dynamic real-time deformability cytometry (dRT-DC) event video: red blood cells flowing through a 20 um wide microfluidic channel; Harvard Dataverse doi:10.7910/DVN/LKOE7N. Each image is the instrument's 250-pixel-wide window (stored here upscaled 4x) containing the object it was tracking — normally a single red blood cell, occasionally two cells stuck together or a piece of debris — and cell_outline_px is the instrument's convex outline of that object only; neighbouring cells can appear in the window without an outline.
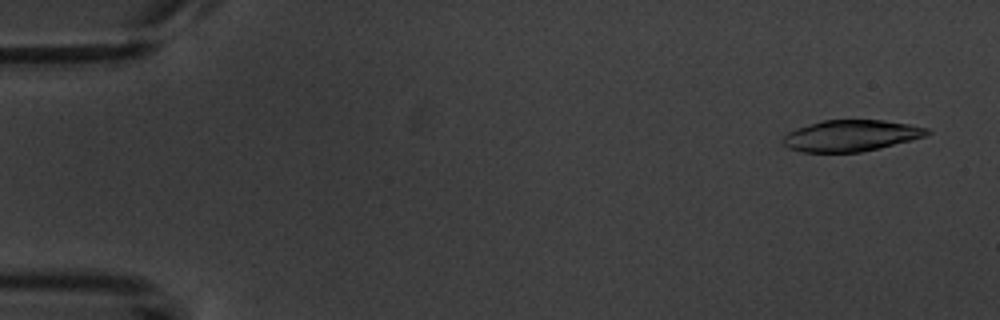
{"species": "common noctule bat (a hibernating species)", "species_latin": "Nyctalus noctula", "temperature_condition": "warm", "stored_images_in_passage": 4, "camera_frame_rate_fps": 3000, "um_per_image_px": 0.085, "animal": {"sex": "male", "body_mass_g": 20.1, "forearm_length_mm": 53.5}, "frame": {"image": 1, "passage_image": 1, "time_ms": 0.0, "image_size_px": [1000, 320], "cell_outline_px": [[932, 132], [924, 136], [912, 140], [880, 148], [860, 152], [804, 152], [788, 148], [784, 144], [784, 136], [788, 132], [796, 128], [824, 120], [884, 120], [908, 124], [928, 128]], "centroid_in_image_um": [72.36, 11.53], "position_along_channel_um": 12.6, "area_um2": 26.13}}
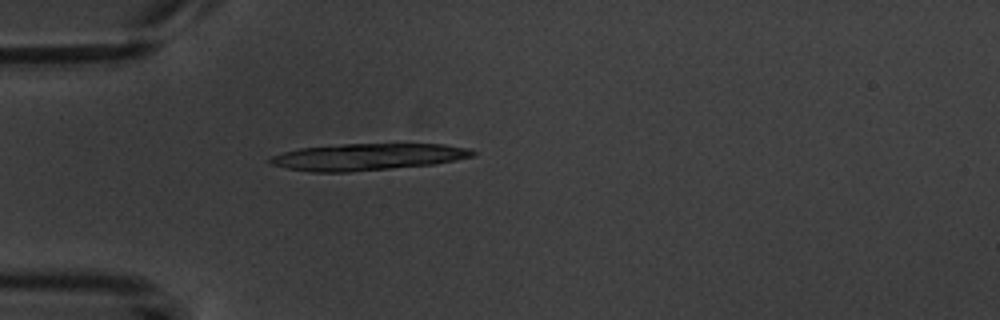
{"frame": {"image": 2, "passage_image": 4, "time_ms": 4.333, "image_size_px": [1000, 320], "cell_outline_px": [[476, 152], [472, 156], [456, 160], [432, 164], [348, 172], [312, 172], [288, 168], [268, 164], [268, 160], [272, 156], [284, 152], [300, 148], [344, 144], [444, 144], [472, 148]], "centroid_in_image_um": [31.25, 13.33], "position_along_channel_um": 53.7, "area_um2": 31.39}}